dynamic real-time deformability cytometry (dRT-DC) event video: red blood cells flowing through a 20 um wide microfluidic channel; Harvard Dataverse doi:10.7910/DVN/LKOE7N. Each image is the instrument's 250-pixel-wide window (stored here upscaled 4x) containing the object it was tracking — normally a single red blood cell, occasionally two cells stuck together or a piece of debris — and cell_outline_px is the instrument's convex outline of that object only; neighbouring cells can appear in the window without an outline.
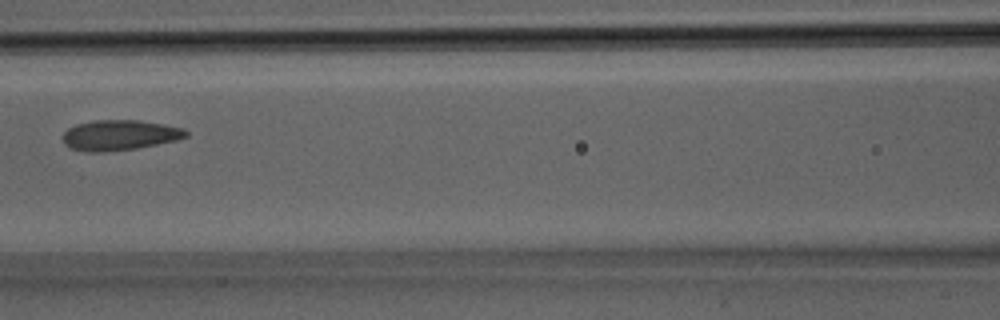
{"species": "Egyptian fruit bat (a non-hibernating species)", "species_latin": "Rousettus aegyptiacus", "temperature_condition": "room temperature", "stored_images_in_passage": 26, "camera_frame_rate_fps": 3000, "um_per_image_px": 0.085, "animal": {"sex": "male"}, "frame": {"image": 1, "passage_image": 9, "time_ms": 2.667, "image_size_px": [1000, 320], "cell_outline_px": [[188, 136], [176, 140], [136, 148], [100, 152], [88, 152], [68, 148], [64, 144], [64, 132], [68, 128], [76, 124], [92, 120], [140, 120], [164, 124], [184, 128], [188, 132]], "centroid_in_image_um": [10.15, 11.48], "position_along_channel_um": 156.4, "area_um2": 21.79}}
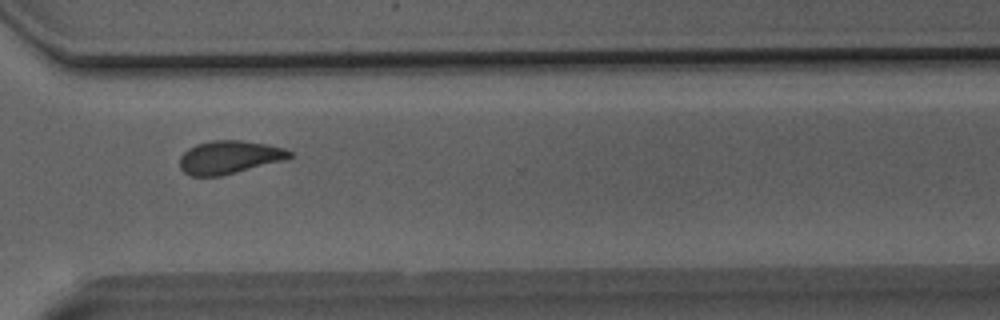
{"frame": {"image": 2, "passage_image": 18, "time_ms": 5.667, "image_size_px": [1000, 320], "cell_outline_px": [[296, 156], [288, 160], [220, 176], [192, 176], [184, 172], [180, 168], [180, 156], [188, 148], [196, 144], [212, 140], [240, 140], [268, 144], [284, 148], [292, 152]], "centroid_in_image_um": [19.55, 13.36], "position_along_channel_um": 351.1, "area_um2": 21.56}}
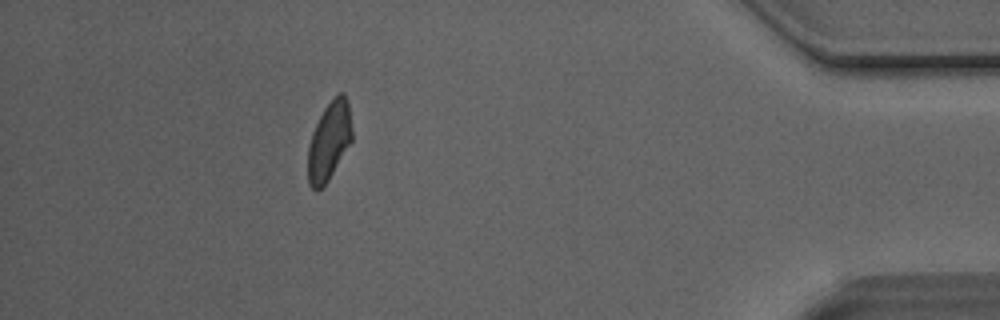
{"frame": {"image": 3, "passage_image": 23, "time_ms": 7.333, "image_size_px": [1000, 320], "cell_outline_px": [[352, 140], [328, 180], [316, 192], [308, 184], [308, 144], [312, 132], [324, 108], [340, 92], [344, 92], [348, 100], [352, 132]], "centroid_in_image_um": [27.97, 11.99], "position_along_channel_um": 407.2, "area_um2": 20.0}}